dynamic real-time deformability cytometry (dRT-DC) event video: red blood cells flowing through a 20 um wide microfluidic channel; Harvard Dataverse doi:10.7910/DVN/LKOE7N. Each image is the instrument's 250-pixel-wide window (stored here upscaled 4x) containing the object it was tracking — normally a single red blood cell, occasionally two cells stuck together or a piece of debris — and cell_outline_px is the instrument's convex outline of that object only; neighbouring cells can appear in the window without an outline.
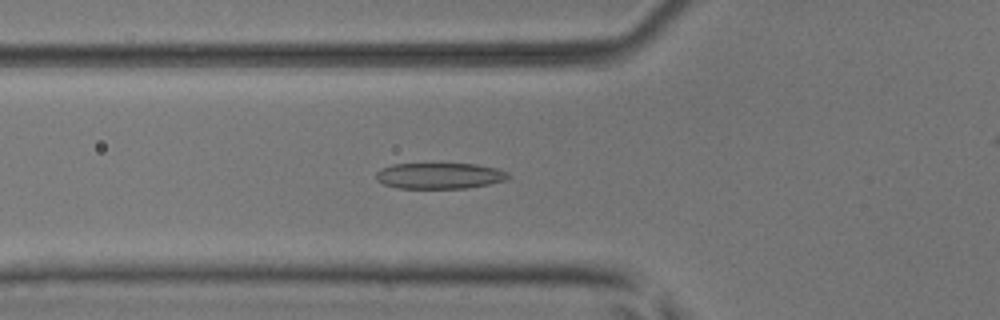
{"species": "common noctule bat (a hibernating species)", "species_latin": "Nyctalus noctula", "temperature_condition": "room temperature", "stored_images_in_passage": 46, "camera_frame_rate_fps": 3000, "um_per_image_px": 0.085, "animal": {"sex": "male", "body_mass_g": 17.9, "forearm_length_mm": 54.2}, "frame": {"image": 1, "passage_image": 19, "time_ms": 6.0, "image_size_px": [1000, 320], "cell_outline_px": [[512, 176], [508, 180], [468, 188], [396, 188], [384, 184], [376, 180], [376, 172], [380, 168], [392, 164], [476, 164], [496, 168], [508, 172]], "centroid_in_image_um": [37.38, 14.94], "position_along_channel_um": 88.4, "area_um2": 20.17}}
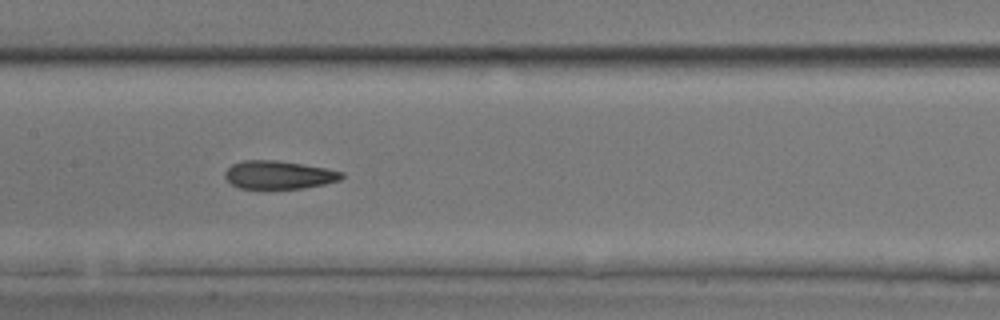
{"frame": {"image": 2, "passage_image": 26, "time_ms": 8.333, "image_size_px": [1000, 320], "cell_outline_px": [[344, 176], [340, 180], [324, 184], [304, 188], [240, 188], [232, 184], [224, 176], [224, 172], [232, 164], [244, 160], [276, 160], [304, 164], [344, 172]], "centroid_in_image_um": [23.7, 14.85], "position_along_channel_um": 183.7, "area_um2": 19.07}}
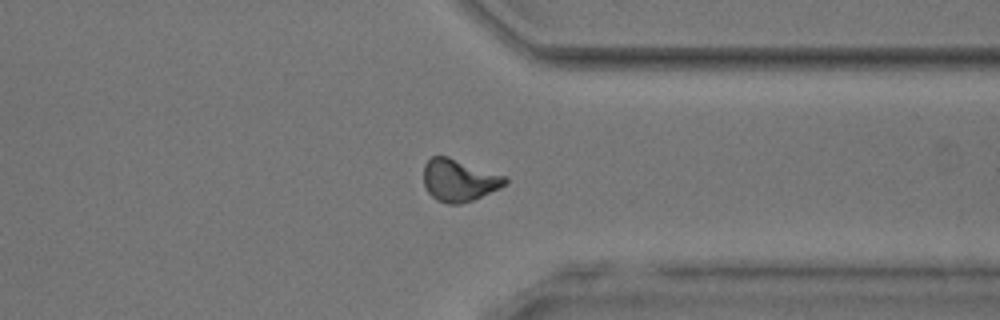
{"frame": {"image": 3, "passage_image": 40, "time_ms": 13.0, "image_size_px": [1000, 320], "cell_outline_px": [[508, 184], [500, 188], [472, 200], [460, 204], [448, 204], [436, 200], [428, 192], [424, 184], [424, 164], [432, 156], [448, 156], [504, 176], [508, 180]], "centroid_in_image_um": [39.0, 15.33], "position_along_channel_um": 372.4, "area_um2": 19.88}}